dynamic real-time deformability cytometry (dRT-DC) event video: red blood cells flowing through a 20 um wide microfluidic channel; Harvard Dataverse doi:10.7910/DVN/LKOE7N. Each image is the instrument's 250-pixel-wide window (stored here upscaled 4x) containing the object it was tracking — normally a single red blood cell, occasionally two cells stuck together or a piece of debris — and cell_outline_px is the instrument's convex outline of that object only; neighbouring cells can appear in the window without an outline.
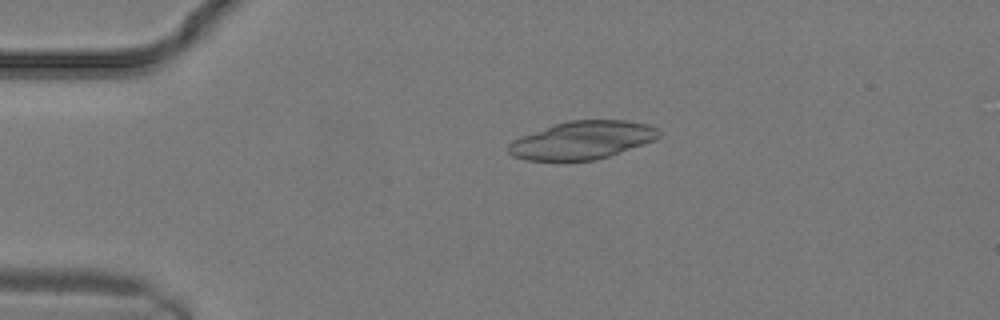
{"species": "common noctule bat (a hibernating species)", "species_latin": "Nyctalus noctula", "temperature_condition": "warm", "stored_images_in_passage": 9, "segment_of_instrument_passage": [1, 2], "camera_frame_rate_fps": 3000, "um_per_image_px": 0.085, "animal": {"sex": "male", "body_mass_g": 19.2, "forearm_length_mm": 51.8}, "frame": {"image": 1, "passage_image": 6, "time_ms": 1.667, "image_size_px": [1000, 320], "cell_outline_px": [[660, 136], [656, 140], [608, 156], [592, 160], [524, 160], [512, 156], [508, 152], [508, 144], [512, 140], [556, 124], [568, 120], [624, 120], [648, 124], [656, 128], [660, 132]], "centroid_in_image_um": [49.5, 11.91], "position_along_channel_um": 35.5, "area_um2": 32.95}}